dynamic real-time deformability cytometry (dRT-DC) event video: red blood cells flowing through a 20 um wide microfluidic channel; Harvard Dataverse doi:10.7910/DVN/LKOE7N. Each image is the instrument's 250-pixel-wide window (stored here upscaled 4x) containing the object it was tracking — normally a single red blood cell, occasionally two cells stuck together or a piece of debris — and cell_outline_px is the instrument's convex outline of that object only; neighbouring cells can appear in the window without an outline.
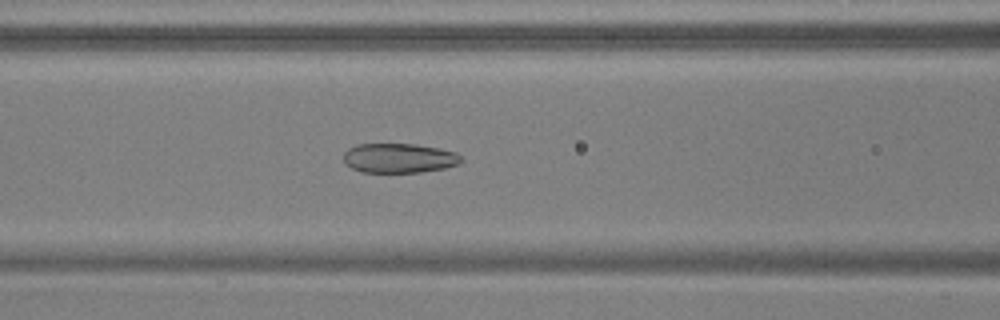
{"species": "common noctule bat (a hibernating species)", "species_latin": "Nyctalus noctula", "temperature_condition": "warm", "stored_images_in_passage": 46, "camera_frame_rate_fps": 3000, "um_per_image_px": 0.085, "animal": {"sex": "male", "body_mass_g": 17.9, "forearm_length_mm": 54.2}, "frame": {"image": 1, "passage_image": 15, "time_ms": 4.667, "image_size_px": [1000, 320], "cell_outline_px": [[464, 160], [460, 164], [444, 168], [420, 172], [360, 172], [344, 164], [344, 152], [348, 148], [356, 144], [416, 144], [440, 148], [456, 152]], "centroid_in_image_um": [33.92, 13.43], "position_along_channel_um": 132.7, "area_um2": 20.46}}
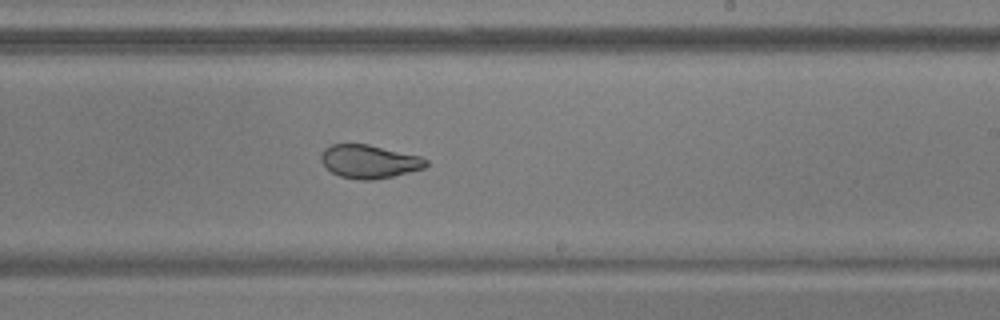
{"frame": {"image": 2, "passage_image": 25, "time_ms": 8.0, "image_size_px": [1000, 320], "cell_outline_px": [[428, 164], [424, 168], [376, 180], [360, 180], [340, 176], [332, 172], [320, 160], [320, 156], [324, 148], [332, 144], [368, 144], [420, 156], [428, 160]], "centroid_in_image_um": [31.38, 13.72], "position_along_channel_um": 257.6, "area_um2": 20.35}}
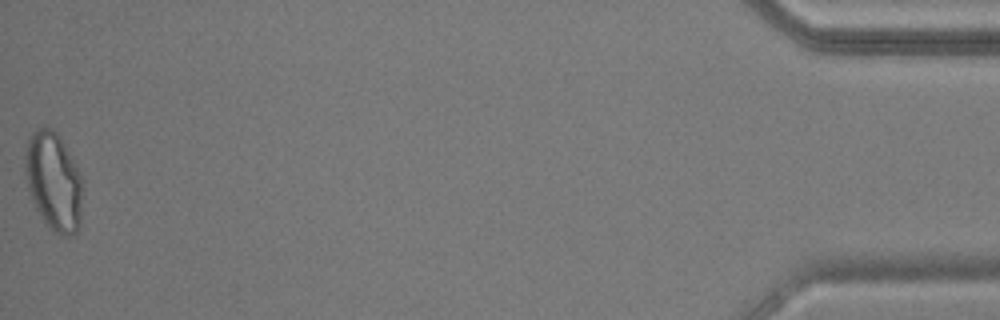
{"frame": {"image": 3, "passage_image": 46, "time_ms": 15.0, "image_size_px": [1000, 320], "cell_outline_px": [[84, 188], [80, 224], [76, 232], [72, 236], [64, 236], [52, 232], [48, 228], [40, 216], [28, 192], [24, 172], [24, 156], [28, 140], [32, 132], [36, 128], [44, 124], [52, 128], [56, 132], [64, 144], [76, 164], [84, 180]], "centroid_in_image_um": [4.57, 15.43], "position_along_channel_um": 430.6, "area_um2": 34.1}, "authors_computed_cell_mechanics": {"area_um2": 23.1489, "velocity_mm_per_s": 3.7539, "shape_relaxation_time_tau1_ms": 11.0884, "shape_relaxation_time_tau2_ms": 1.5793, "deformation_change_tau1": 0.2552, "deformation_change_tau2": 0.0692}}